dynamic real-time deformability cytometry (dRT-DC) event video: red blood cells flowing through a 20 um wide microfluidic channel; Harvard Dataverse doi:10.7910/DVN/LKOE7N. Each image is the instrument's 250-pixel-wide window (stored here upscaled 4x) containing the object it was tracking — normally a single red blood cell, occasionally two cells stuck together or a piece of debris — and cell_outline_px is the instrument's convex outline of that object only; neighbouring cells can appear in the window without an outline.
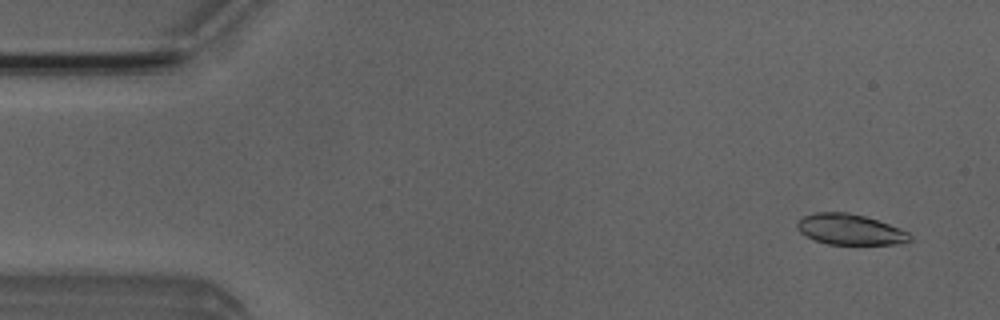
{"species": "Egyptian fruit bat (a non-hibernating species)", "species_latin": "Rousettus aegyptiacus", "temperature_condition": "room temperature", "stored_images_in_passage": 4, "camera_frame_rate_fps": 3000, "um_per_image_px": 0.085, "animal": {"sex": "male"}, "frame": {"image": 1, "passage_image": 1, "time_ms": 0.0, "image_size_px": [1000, 320], "cell_outline_px": [[912, 240], [896, 244], [828, 244], [816, 240], [800, 232], [796, 228], [796, 220], [804, 216], [816, 212], [848, 212], [864, 216], [888, 224], [908, 232], [912, 236]], "centroid_in_image_um": [72.22, 19.5], "position_along_channel_um": 12.8, "area_um2": 20.0}}
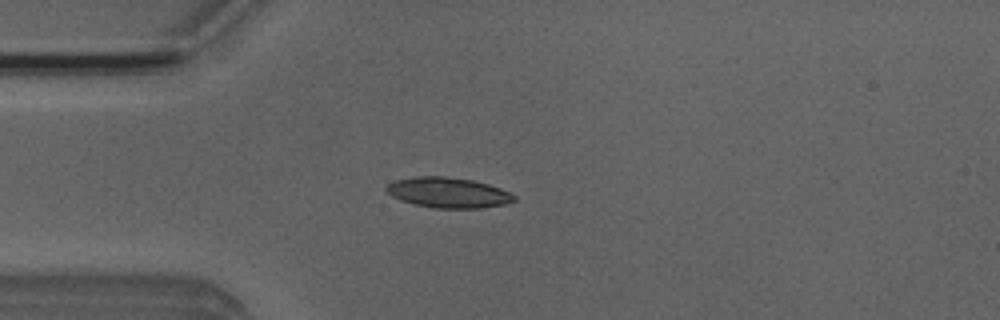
{"frame": {"image": 2, "passage_image": 4, "time_ms": 3.333, "image_size_px": [1000, 320], "cell_outline_px": [[516, 200], [504, 204], [480, 208], [432, 208], [412, 204], [400, 200], [392, 196], [384, 188], [388, 184], [396, 180], [416, 176], [444, 176], [472, 180], [488, 184], [500, 188], [516, 196]], "centroid_in_image_um": [38.07, 16.37], "position_along_channel_um": 46.9, "area_um2": 22.6}}